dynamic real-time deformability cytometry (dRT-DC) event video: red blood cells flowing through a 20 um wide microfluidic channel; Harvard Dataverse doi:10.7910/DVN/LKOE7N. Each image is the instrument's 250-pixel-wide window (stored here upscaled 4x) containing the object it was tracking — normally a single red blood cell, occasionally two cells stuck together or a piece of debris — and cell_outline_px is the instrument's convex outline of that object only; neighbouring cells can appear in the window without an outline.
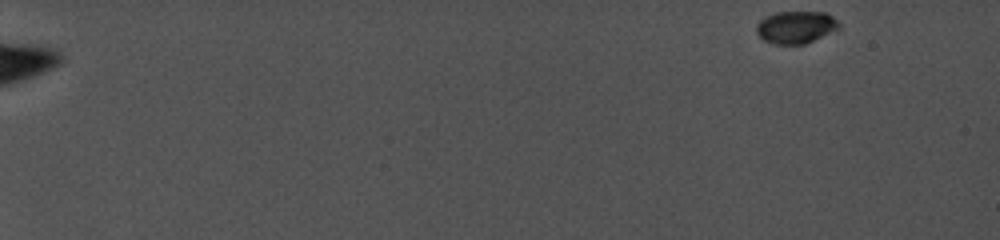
{"species": "common noctule bat (a hibernating species)", "species_latin": "Nyctalus noctula", "temperature_condition": "cold", "stored_images_in_passage": 1, "camera_frame_rate_fps": 5000, "um_per_image_px": 0.085, "animal": {"sex": "female", "body_mass_g": 19.0, "forearm_length_mm": 56.7}, "frame": {"image": 1, "passage_image": 1, "time_ms": 0.0, "image_size_px": [1000, 240], "cell_outline_px": [[840, 28], [804, 44], [772, 44], [764, 40], [756, 32], [756, 24], [760, 20], [776, 12], [824, 12], [832, 16], [840, 24]], "centroid_in_image_um": [67.63, 2.31], "position_along_channel_um": 17.4, "area_um2": 15.43}}